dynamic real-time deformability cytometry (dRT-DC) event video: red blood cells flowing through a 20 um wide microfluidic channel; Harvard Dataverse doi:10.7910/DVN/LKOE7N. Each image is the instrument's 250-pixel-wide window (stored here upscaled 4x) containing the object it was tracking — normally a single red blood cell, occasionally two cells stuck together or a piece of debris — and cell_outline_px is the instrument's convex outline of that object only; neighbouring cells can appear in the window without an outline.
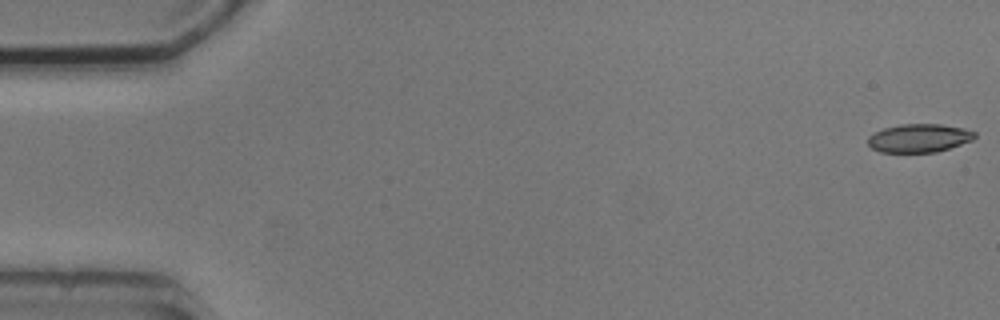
{"species": "common noctule bat (a hibernating species)", "species_latin": "Nyctalus noctula", "temperature_condition": "cold", "stored_images_in_passage": 4, "segment_of_instrument_passage": [1, 2], "camera_frame_rate_fps": 3000, "um_per_image_px": 0.085, "animal": {"sex": "male", "body_mass_g": 20.5, "forearm_length_mm": 52.5}, "frame": {"image": 1, "passage_image": 1, "time_ms": 0.0, "image_size_px": [1000, 320], "cell_outline_px": [[976, 136], [972, 140], [936, 152], [880, 152], [872, 148], [868, 144], [868, 136], [884, 128], [900, 124], [940, 124], [964, 128], [976, 132]], "centroid_in_image_um": [78.12, 11.73], "position_along_channel_um": 6.9, "area_um2": 17.57}}